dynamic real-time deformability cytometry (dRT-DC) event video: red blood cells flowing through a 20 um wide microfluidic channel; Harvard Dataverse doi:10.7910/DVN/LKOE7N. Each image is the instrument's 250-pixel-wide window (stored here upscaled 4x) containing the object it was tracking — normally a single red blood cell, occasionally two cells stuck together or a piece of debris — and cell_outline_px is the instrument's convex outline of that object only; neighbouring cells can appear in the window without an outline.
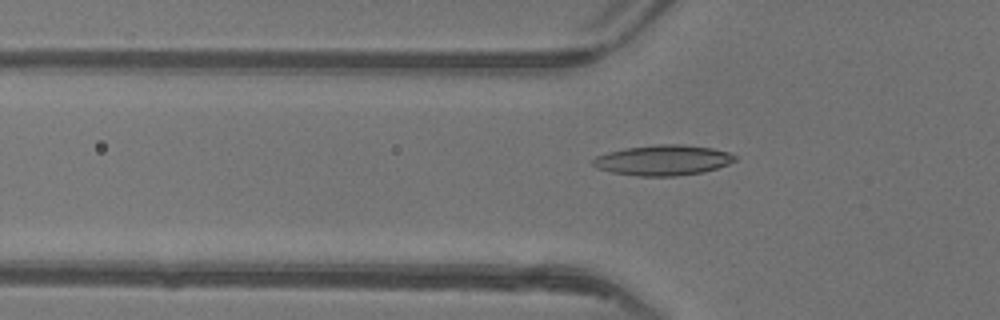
{"species": "common noctule bat (a hibernating species)", "species_latin": "Nyctalus noctula", "temperature_condition": "warm", "stored_images_in_passage": 51, "camera_frame_rate_fps": 3000, "um_per_image_px": 0.085, "animal": {"sex": "female"}, "frame": {"image": 1, "passage_image": 18, "time_ms": 5.667, "image_size_px": [1000, 320], "cell_outline_px": [[736, 160], [728, 164], [704, 172], [676, 176], [636, 176], [612, 172], [596, 168], [592, 164], [592, 160], [596, 156], [608, 152], [624, 148], [656, 144], [680, 144], [712, 148], [728, 152], [736, 156]], "centroid_in_image_um": [56.34, 13.61], "position_along_channel_um": 69.5, "area_um2": 25.2}}
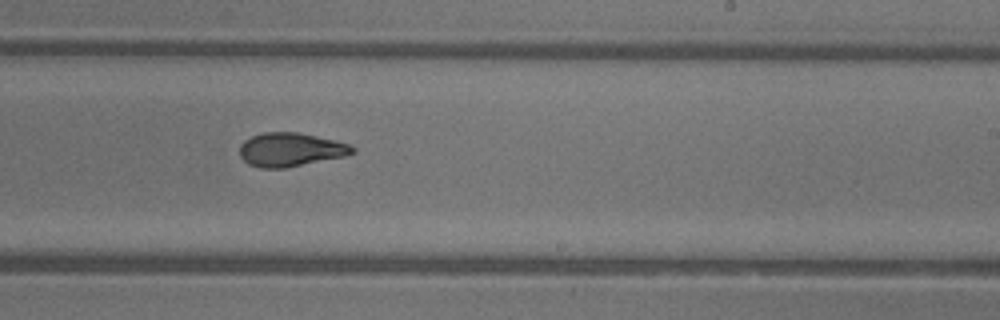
{"frame": {"image": 2, "passage_image": 32, "time_ms": 10.333, "image_size_px": [1000, 320], "cell_outline_px": [[356, 152], [344, 156], [284, 168], [260, 168], [248, 164], [240, 156], [240, 144], [244, 140], [252, 136], [264, 132], [296, 132], [336, 140], [348, 144], [356, 148]], "centroid_in_image_um": [24.68, 12.71], "position_along_channel_um": 264.3, "area_um2": 22.08}}
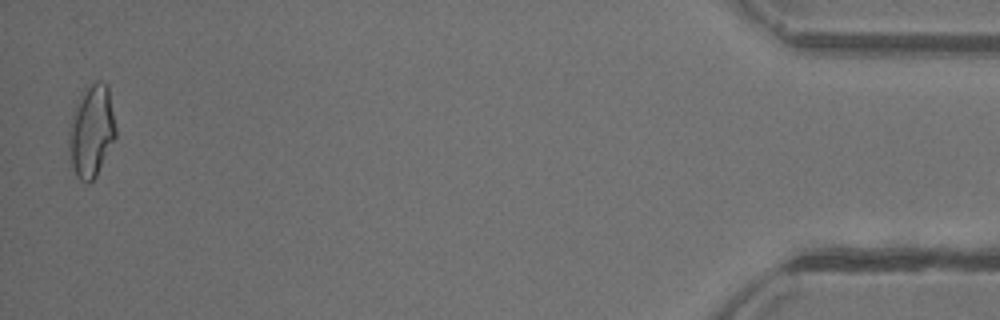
{"frame": {"image": 3, "passage_image": 50, "time_ms": 16.333, "image_size_px": [1000, 320], "cell_outline_px": [[116, 136], [96, 176], [88, 184], [84, 184], [76, 176], [72, 168], [68, 148], [68, 128], [76, 104], [84, 84], [96, 80], [100, 80], [108, 84], [116, 128]], "centroid_in_image_um": [7.75, 11.09], "position_along_channel_um": 427.4, "area_um2": 25.78}, "authors_computed_cell_mechanics": {"area_um2": 22.6576, "velocity_mm_per_s": 4.1873, "shape_relaxation_time_tau1_ms": 5.3671, "shape_relaxation_time_tau2_ms": 2.0574, "deformation_change_tau1": 0.1821, "deformation_change_tau2": 0.0875}}